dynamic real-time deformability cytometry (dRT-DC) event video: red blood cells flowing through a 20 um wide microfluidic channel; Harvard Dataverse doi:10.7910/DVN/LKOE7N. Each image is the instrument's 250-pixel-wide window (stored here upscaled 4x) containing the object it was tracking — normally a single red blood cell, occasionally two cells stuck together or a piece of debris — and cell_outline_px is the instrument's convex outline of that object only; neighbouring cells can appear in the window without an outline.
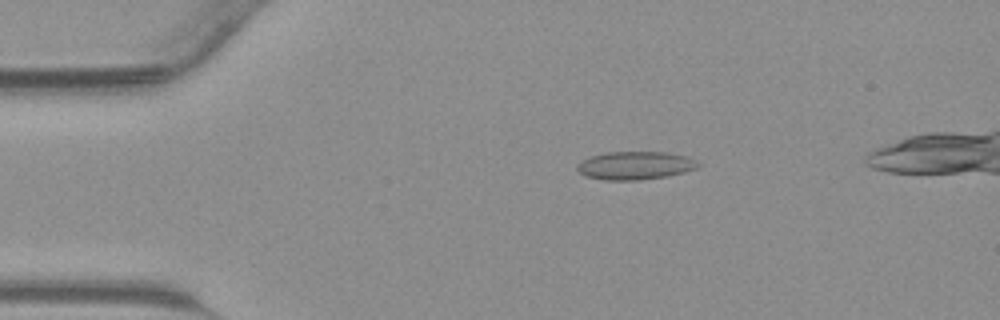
{"species": "common noctule bat (a hibernating species)", "species_latin": "Nyctalus noctula", "temperature_condition": "warm", "stored_images_in_passage": 40, "camera_frame_rate_fps": 3000, "um_per_image_px": 0.085, "animal": {"sex": "male", "body_mass_g": 23.1, "forearm_length_mm": 52.7}, "frame": {"image": 1, "passage_image": 7, "time_ms": 2.0, "image_size_px": [1000, 320], "cell_outline_px": [[700, 164], [696, 168], [684, 172], [668, 176], [640, 180], [604, 180], [584, 176], [576, 168], [576, 164], [592, 156], [608, 152], [664, 152], [684, 156]], "centroid_in_image_um": [53.94, 14.08], "position_along_channel_um": 31.1, "area_um2": 19.59}}
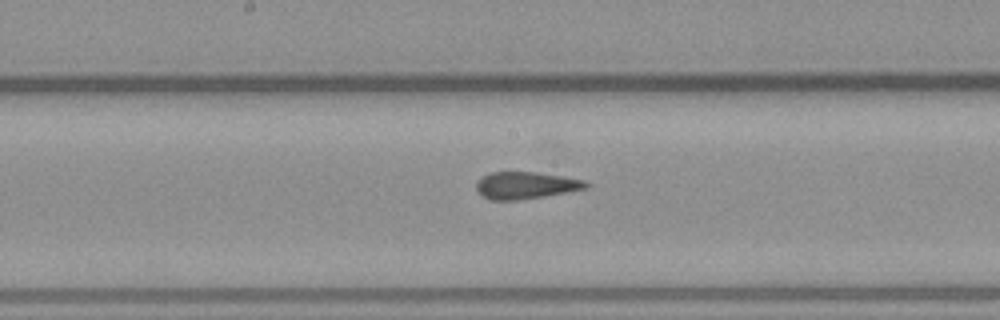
{"frame": {"image": 2, "passage_image": 21, "time_ms": 6.667, "image_size_px": [1000, 320], "cell_outline_px": [[592, 184], [588, 188], [544, 196], [516, 200], [492, 200], [484, 196], [476, 188], [476, 180], [492, 172], [536, 172], [584, 180]], "centroid_in_image_um": [44.71, 15.75], "position_along_channel_um": 203.5, "area_um2": 17.11}}
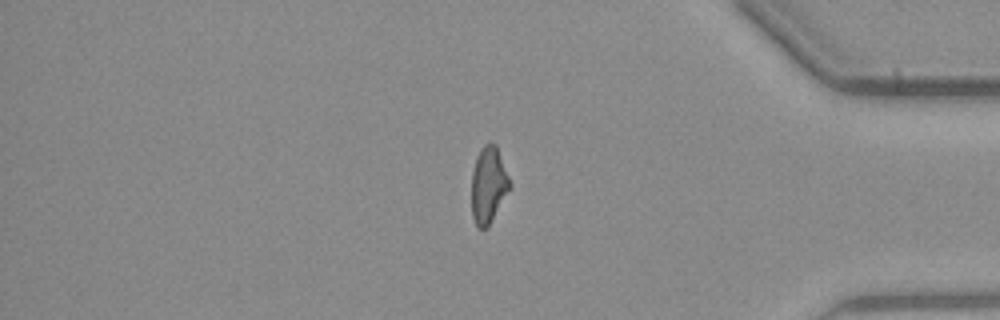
{"frame": {"image": 3, "passage_image": 35, "time_ms": 11.333, "image_size_px": [1000, 320], "cell_outline_px": [[512, 188], [488, 228], [480, 228], [476, 224], [472, 216], [472, 172], [476, 156], [480, 148], [484, 144], [496, 144], [512, 184]], "centroid_in_image_um": [41.55, 15.74], "position_along_channel_um": 393.7, "area_um2": 17.34}}